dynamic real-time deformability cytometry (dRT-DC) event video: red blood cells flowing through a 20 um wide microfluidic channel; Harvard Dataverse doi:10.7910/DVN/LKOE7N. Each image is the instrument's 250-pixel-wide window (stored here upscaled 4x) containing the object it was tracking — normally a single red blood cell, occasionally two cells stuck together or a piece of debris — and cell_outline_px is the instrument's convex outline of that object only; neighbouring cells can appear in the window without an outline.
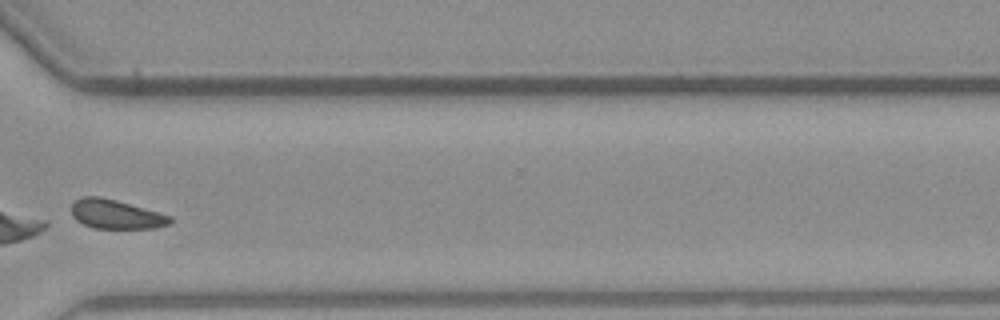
{"species": "common noctule bat (a hibernating species)", "species_latin": "Nyctalus noctula", "temperature_condition": "warm", "stored_images_in_passage": 40, "camera_frame_rate_fps": 3000, "um_per_image_px": 0.085, "animal": {"sex": "male", "body_mass_g": 23.1, "forearm_length_mm": 52.7}, "frame": {"image": 1, "passage_image": 29, "time_ms": 9.333, "image_size_px": [1000, 320], "cell_outline_px": [[172, 224], [152, 228], [92, 228], [76, 220], [72, 216], [72, 204], [80, 196], [100, 196], [116, 200], [172, 216]], "centroid_in_image_um": [9.85, 18.21], "position_along_channel_um": 360.8, "area_um2": 16.76}}